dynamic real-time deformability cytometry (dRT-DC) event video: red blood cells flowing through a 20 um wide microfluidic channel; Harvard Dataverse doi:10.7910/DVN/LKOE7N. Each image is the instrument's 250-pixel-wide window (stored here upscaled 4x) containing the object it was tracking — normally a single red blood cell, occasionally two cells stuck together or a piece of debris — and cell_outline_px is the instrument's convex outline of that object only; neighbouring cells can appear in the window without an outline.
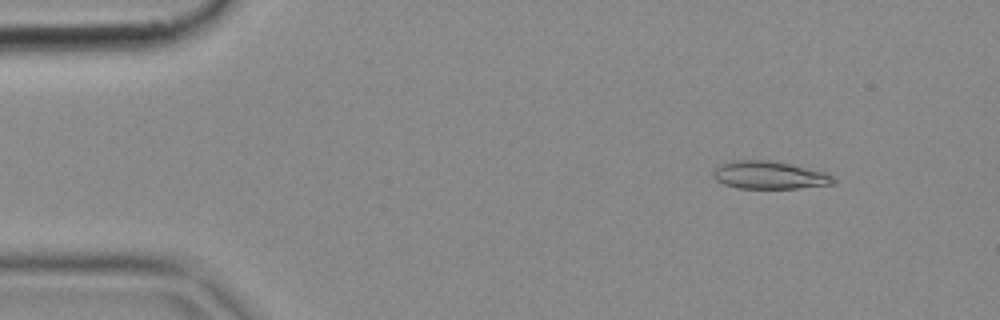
{"species": "common noctule bat (a hibernating species)", "species_latin": "Nyctalus noctula", "temperature_condition": "cold", "stored_images_in_passage": 4, "camera_frame_rate_fps": 3000, "um_per_image_px": 0.085, "animal": {"sex": "female", "body_mass_g": 18.4}, "frame": {"image": 1, "passage_image": 2, "time_ms": 0.333, "image_size_px": [1000, 320], "cell_outline_px": [[836, 184], [800, 188], [740, 188], [724, 184], [716, 180], [712, 176], [712, 172], [720, 164], [732, 160], [768, 160], [788, 164], [824, 172], [832, 176], [836, 180]], "centroid_in_image_um": [65.38, 14.89], "position_along_channel_um": 19.6, "area_um2": 19.36}}
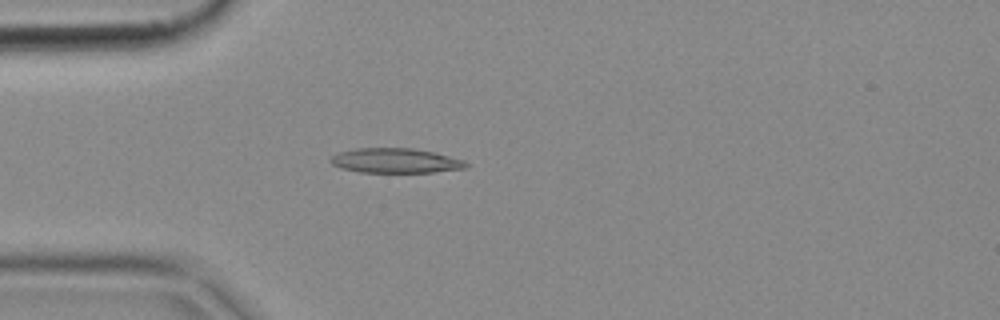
{"frame": {"image": 2, "passage_image": 4, "time_ms": 1.0, "image_size_px": [1000, 320], "cell_outline_px": [[468, 168], [432, 172], [360, 172], [340, 168], [332, 164], [328, 160], [332, 156], [340, 152], [356, 148], [412, 148], [436, 152], [464, 160], [468, 164]], "centroid_in_image_um": [33.63, 13.65], "position_along_channel_um": 51.4, "area_um2": 19.59}}